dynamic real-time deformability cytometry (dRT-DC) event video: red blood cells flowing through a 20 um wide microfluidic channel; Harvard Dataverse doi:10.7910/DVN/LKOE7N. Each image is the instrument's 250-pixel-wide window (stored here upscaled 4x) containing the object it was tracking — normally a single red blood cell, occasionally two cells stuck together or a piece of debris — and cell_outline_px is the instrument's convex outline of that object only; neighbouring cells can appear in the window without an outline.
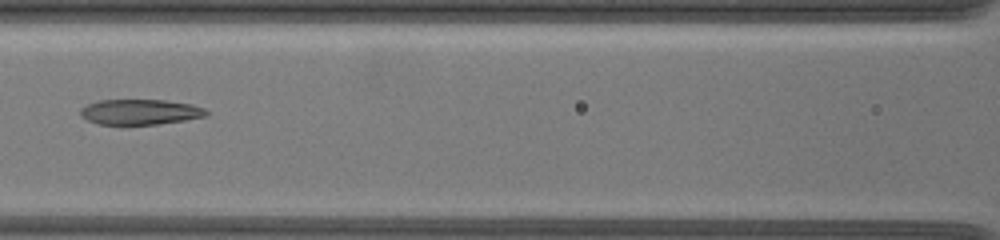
{"species": "common noctule bat (a hibernating species)", "species_latin": "Nyctalus noctula", "temperature_condition": "warm", "stored_images_in_passage": 38, "camera_frame_rate_fps": 3000, "um_per_image_px": 0.085, "animal": {"sex": "female", "body_mass_g": 19.5, "forearm_length_mm": 54.1}, "frame": {"image": 1, "passage_image": 16, "time_ms": 10.333, "image_size_px": [1000, 240], "cell_outline_px": [[208, 112], [204, 116], [184, 120], [160, 124], [120, 128], [100, 124], [88, 120], [80, 116], [80, 108], [88, 104], [100, 100], [164, 100], [192, 104], [204, 108]], "centroid_in_image_um": [11.84, 9.56], "position_along_channel_um": 154.8, "area_um2": 19.31}}
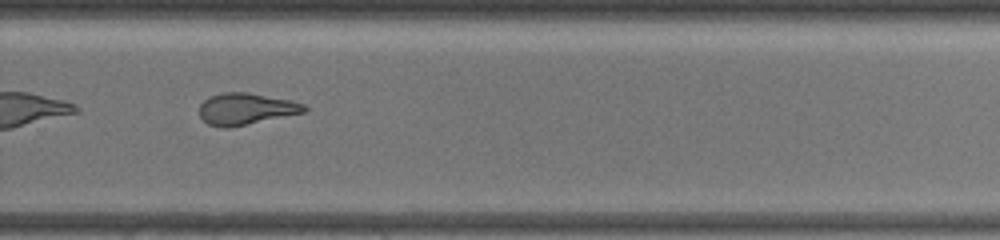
{"frame": {"image": 2, "passage_image": 25, "time_ms": 14.667, "image_size_px": [1000, 240], "cell_outline_px": [[308, 108], [304, 112], [228, 128], [220, 128], [208, 124], [200, 116], [200, 104], [208, 96], [224, 92], [248, 92], [292, 100], [304, 104]], "centroid_in_image_um": [20.88, 9.24], "position_along_channel_um": 308.9, "area_um2": 19.31}}
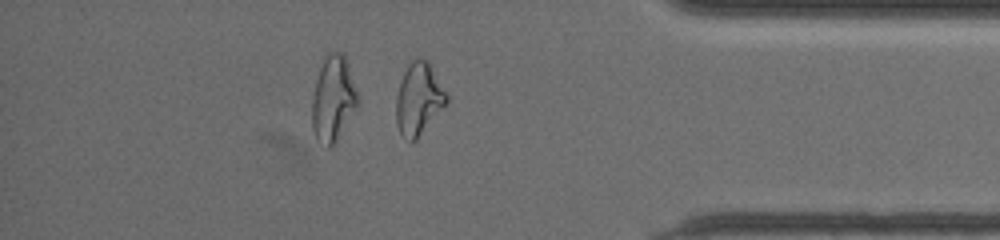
{"frame": {"image": 3, "passage_image": 32, "time_ms": 17.667, "image_size_px": [1000, 240], "cell_outline_px": [[448, 100], [416, 140], [412, 140], [400, 132], [396, 124], [396, 96], [400, 80], [408, 64], [416, 56], [420, 56], [428, 60], [448, 96]], "centroid_in_image_um": [35.57, 8.33], "position_along_channel_um": 399.6, "area_um2": 20.87}, "authors_computed_cell_mechanics": {"area_um2": 21.6461, "velocity_mm_per_s": 3.5579, "shape_relaxation_time_tau1_ms": null, "shape_relaxation_time_tau2_ms": 2.1111, "deformation_change_tau1": null, "deformation_change_tau2": 0.0966}}